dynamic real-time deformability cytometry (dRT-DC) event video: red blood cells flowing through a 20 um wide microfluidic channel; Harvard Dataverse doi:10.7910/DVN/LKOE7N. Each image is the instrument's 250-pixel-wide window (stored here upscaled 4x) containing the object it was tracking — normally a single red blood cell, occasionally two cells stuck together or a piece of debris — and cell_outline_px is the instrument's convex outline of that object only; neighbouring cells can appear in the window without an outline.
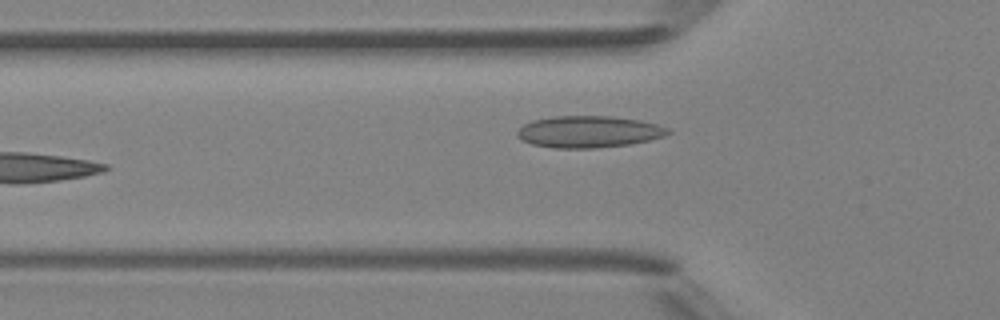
{"species": "Egyptian fruit bat (a non-hibernating species)", "species_latin": "Rousettus aegyptiacus", "temperature_condition": "room temperature", "stored_images_in_passage": 6, "camera_frame_rate_fps": 3000, "um_per_image_px": 0.085, "animal": {"sex": "female"}, "frame": {"image": 1, "passage_image": 5, "time_ms": 4.667, "image_size_px": [1000, 320], "cell_outline_px": [[672, 132], [664, 136], [632, 144], [596, 148], [556, 148], [532, 144], [516, 136], [516, 132], [524, 124], [532, 120], [552, 116], [612, 116], [640, 120], [656, 124], [668, 128]], "centroid_in_image_um": [50.05, 11.19], "position_along_channel_um": 75.8, "area_um2": 27.92}}
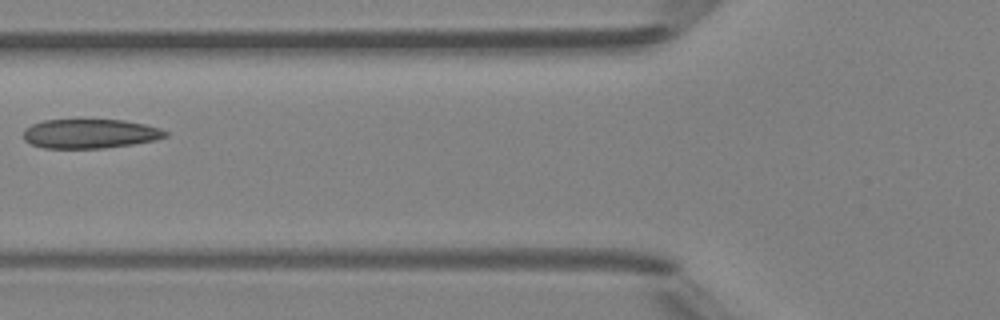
{"frame": {"image": 2, "passage_image": 6, "time_ms": 5.667, "image_size_px": [1000, 320], "cell_outline_px": [[168, 136], [156, 140], [132, 144], [104, 148], [44, 148], [32, 144], [24, 140], [24, 128], [32, 124], [44, 120], [124, 120], [144, 124], [160, 128], [168, 132]], "centroid_in_image_um": [7.66, 11.36], "position_along_channel_um": 118.1, "area_um2": 24.22}}